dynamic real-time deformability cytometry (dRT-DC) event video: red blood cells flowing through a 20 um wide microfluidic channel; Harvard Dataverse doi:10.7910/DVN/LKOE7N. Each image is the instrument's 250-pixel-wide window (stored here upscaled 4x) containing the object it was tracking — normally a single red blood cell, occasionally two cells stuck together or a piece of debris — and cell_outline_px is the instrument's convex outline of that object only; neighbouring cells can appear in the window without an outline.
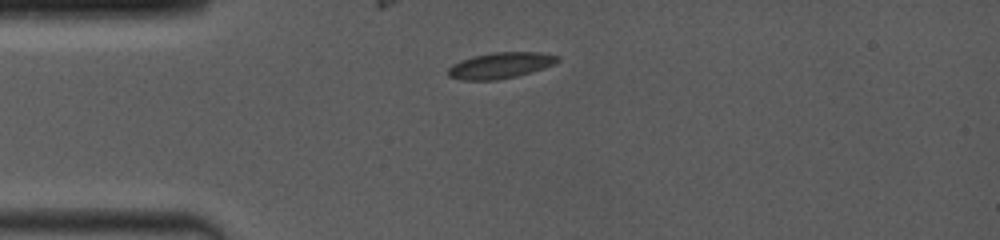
{"species": "common noctule bat (a hibernating species)", "species_latin": "Nyctalus noctula", "temperature_condition": "room temperature", "stored_images_in_passage": 18, "camera_frame_rate_fps": 4000, "um_per_image_px": 0.085, "animal": {"sex": "female", "body_mass_g": 19.0, "forearm_length_mm": 53.3}, "frame": {"image": 1, "passage_image": 1, "time_ms": 0.0, "image_size_px": [1000, 240], "cell_outline_px": [[560, 60], [552, 64], [532, 72], [516, 76], [496, 80], [460, 80], [448, 76], [448, 68], [452, 64], [460, 60], [472, 56], [492, 52], [536, 52], [560, 56]], "centroid_in_image_um": [42.49, 5.56], "position_along_channel_um": 42.5, "area_um2": 16.59}}
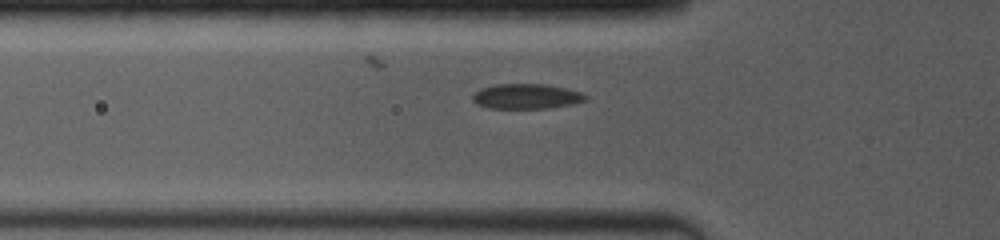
{"frame": {"image": 2, "passage_image": 13, "time_ms": 1.5, "image_size_px": [1000, 240], "cell_outline_px": [[588, 96], [584, 100], [572, 104], [548, 108], [488, 108], [476, 104], [472, 100], [472, 92], [480, 88], [496, 84], [548, 84], [568, 88], [580, 92]], "centroid_in_image_um": [44.7, 8.18], "position_along_channel_um": 81.1, "area_um2": 16.65}}